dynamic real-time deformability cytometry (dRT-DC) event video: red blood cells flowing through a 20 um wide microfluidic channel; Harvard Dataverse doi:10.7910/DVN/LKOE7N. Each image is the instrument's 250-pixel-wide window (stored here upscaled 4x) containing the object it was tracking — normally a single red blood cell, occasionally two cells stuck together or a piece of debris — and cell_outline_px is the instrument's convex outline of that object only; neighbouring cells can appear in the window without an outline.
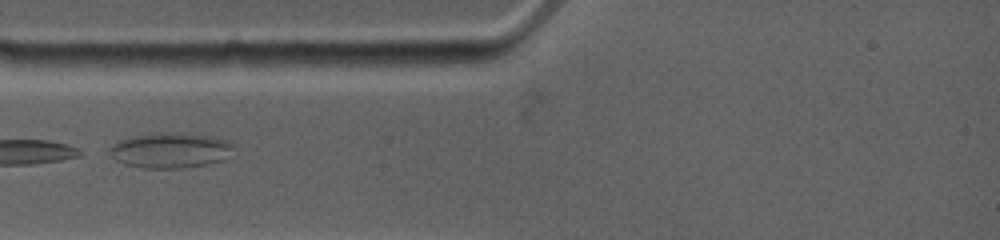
{"species": "common noctule bat (a hibernating species)", "species_latin": "Nyctalus noctula", "temperature_condition": "warm", "stored_images_in_passage": 32, "camera_frame_rate_fps": 4500, "um_per_image_px": 0.085, "animal": {"sex": "female", "body_mass_g": 19.0, "forearm_length_mm": 53.3}, "frame": {"image": 1, "passage_image": 1, "time_ms": 0.0, "image_size_px": [1000, 240], "cell_outline_px": [[232, 148], [224, 160], [208, 164], [180, 168], [140, 168], [124, 164], [116, 160], [108, 152], [108, 148], [112, 144], [128, 136], [160, 132], [176, 132], [208, 136], [224, 140], [232, 144]], "centroid_in_image_um": [14.39, 12.77], "position_along_channel_um": 70.6, "area_um2": 25.55}}
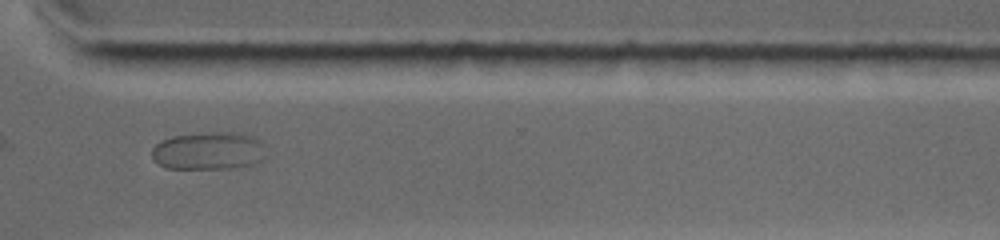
{"frame": {"image": 2, "passage_image": 18, "time_ms": 7.778, "image_size_px": [1000, 240], "cell_outline_px": [[268, 156], [264, 160], [256, 164], [232, 168], [164, 168], [152, 156], [152, 148], [156, 144], [172, 136], [208, 132], [224, 132], [252, 136], [256, 140]], "centroid_in_image_um": [17.74, 12.84], "position_along_channel_um": 352.9, "area_um2": 24.85}}
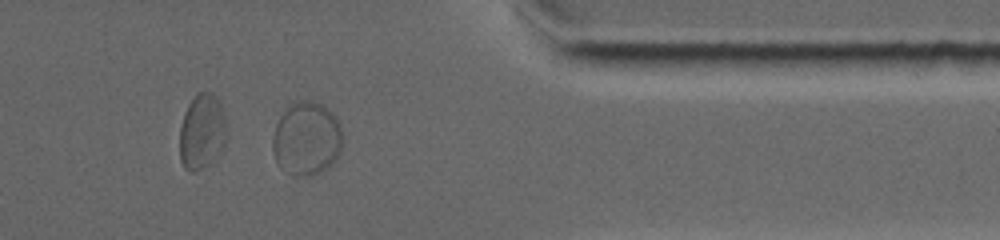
{"frame": {"image": 3, "passage_image": 21, "time_ms": 9.111, "image_size_px": [1000, 240], "cell_outline_px": [[340, 152], [332, 164], [328, 168], [312, 176], [292, 176], [276, 164], [272, 152], [272, 136], [276, 124], [280, 116], [288, 104], [296, 100], [312, 100], [320, 104], [332, 112], [336, 116], [340, 124]], "centroid_in_image_um": [26.01, 11.79], "position_along_channel_um": 385.4, "area_um2": 30.4}}